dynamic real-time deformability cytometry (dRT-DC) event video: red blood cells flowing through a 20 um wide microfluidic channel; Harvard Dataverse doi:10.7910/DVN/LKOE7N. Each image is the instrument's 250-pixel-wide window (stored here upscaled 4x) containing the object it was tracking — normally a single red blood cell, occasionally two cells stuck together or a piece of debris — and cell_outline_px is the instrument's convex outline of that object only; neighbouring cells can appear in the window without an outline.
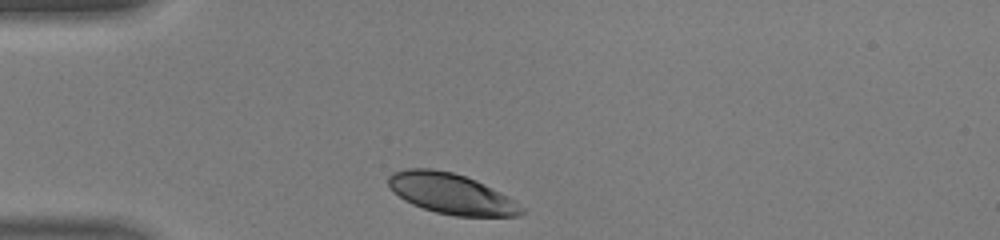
{"species": "human", "species_latin": "Homo sapiens", "temperature_condition": "warm", "stored_images_in_passage": 27, "camera_frame_rate_fps": 3000, "um_per_image_px": 0.085, "donor": {"sex": "male"}, "frame": {"image": 1, "passage_image": 1, "time_ms": 0.0, "image_size_px": [1000, 240], "cell_outline_px": [[524, 212], [516, 216], [456, 216], [436, 212], [412, 204], [404, 200], [392, 192], [388, 184], [388, 176], [392, 172], [408, 168], [432, 168], [452, 172], [476, 180], [516, 200], [524, 208]], "centroid_in_image_um": [38.34, 16.46], "position_along_channel_um": 46.7, "area_um2": 31.5}}
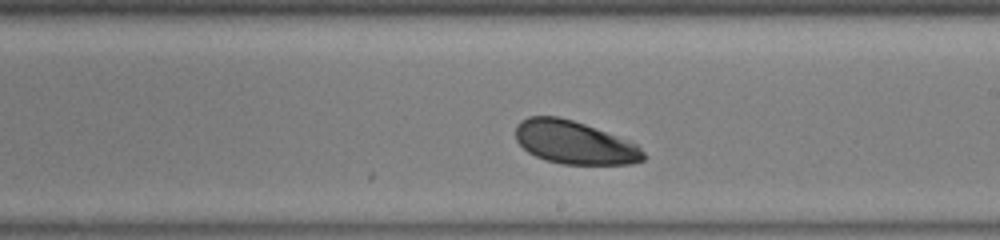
{"frame": {"image": 2, "passage_image": 16, "time_ms": 5.0, "image_size_px": [1000, 240], "cell_outline_px": [[644, 160], [632, 164], [560, 164], [536, 156], [528, 152], [516, 140], [516, 124], [520, 120], [528, 116], [556, 116], [572, 120], [632, 140], [644, 152]], "centroid_in_image_um": [48.84, 12.11], "position_along_channel_um": 240.2, "area_um2": 32.19}}
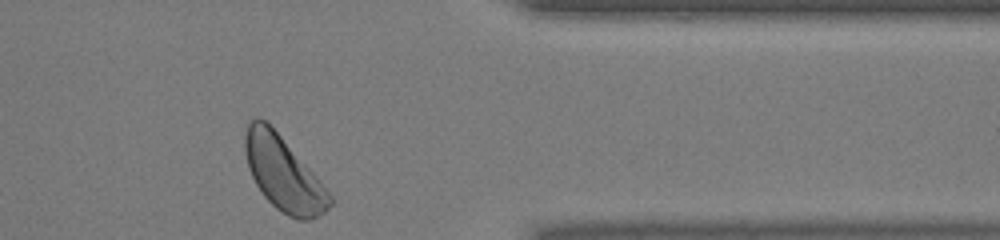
{"frame": {"image": 3, "passage_image": 27, "time_ms": 8.667, "image_size_px": [1000, 240], "cell_outline_px": [[332, 204], [324, 212], [312, 220], [296, 220], [288, 216], [276, 208], [264, 196], [256, 184], [248, 168], [244, 152], [244, 136], [248, 124], [256, 116], [260, 116], [280, 136], [316, 176], [332, 196]], "centroid_in_image_um": [24.07, 14.78], "position_along_channel_um": 387.3, "area_um2": 36.13}, "authors_computed_cell_mechanics": {"area_um2": 32.5414, "velocity_mm_per_s": 4.3739, "shape_relaxation_time_tau1_ms": 1.0833, "shape_relaxation_time_tau2_ms": null, "deformation_change_tau1": 0.0879, "deformation_change_tau2": null}}